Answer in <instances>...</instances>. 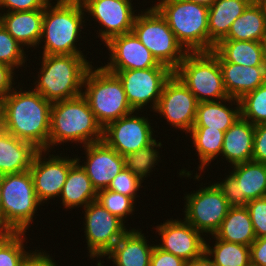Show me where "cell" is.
<instances>
[{
  "mask_svg": "<svg viewBox=\"0 0 266 266\" xmlns=\"http://www.w3.org/2000/svg\"><path fill=\"white\" fill-rule=\"evenodd\" d=\"M214 235L220 240L250 246L256 236L246 206L230 207L219 230Z\"/></svg>",
  "mask_w": 266,
  "mask_h": 266,
  "instance_id": "29",
  "label": "cell"
},
{
  "mask_svg": "<svg viewBox=\"0 0 266 266\" xmlns=\"http://www.w3.org/2000/svg\"><path fill=\"white\" fill-rule=\"evenodd\" d=\"M189 133L201 163L198 170L202 172L209 162L222 153L225 132L209 127H193Z\"/></svg>",
  "mask_w": 266,
  "mask_h": 266,
  "instance_id": "32",
  "label": "cell"
},
{
  "mask_svg": "<svg viewBox=\"0 0 266 266\" xmlns=\"http://www.w3.org/2000/svg\"><path fill=\"white\" fill-rule=\"evenodd\" d=\"M150 9L161 14L186 52L209 51V7L189 0H159Z\"/></svg>",
  "mask_w": 266,
  "mask_h": 266,
  "instance_id": "5",
  "label": "cell"
},
{
  "mask_svg": "<svg viewBox=\"0 0 266 266\" xmlns=\"http://www.w3.org/2000/svg\"><path fill=\"white\" fill-rule=\"evenodd\" d=\"M85 237L90 258L105 257L120 238L129 230L123 220L111 214L98 201L84 207Z\"/></svg>",
  "mask_w": 266,
  "mask_h": 266,
  "instance_id": "12",
  "label": "cell"
},
{
  "mask_svg": "<svg viewBox=\"0 0 266 266\" xmlns=\"http://www.w3.org/2000/svg\"><path fill=\"white\" fill-rule=\"evenodd\" d=\"M83 87L86 89L82 95L103 128L131 112L136 113L127 101L120 79L102 66L89 68Z\"/></svg>",
  "mask_w": 266,
  "mask_h": 266,
  "instance_id": "7",
  "label": "cell"
},
{
  "mask_svg": "<svg viewBox=\"0 0 266 266\" xmlns=\"http://www.w3.org/2000/svg\"><path fill=\"white\" fill-rule=\"evenodd\" d=\"M107 71L120 79L127 101L134 111L143 109L149 102L153 104L151 106L154 111L165 83L174 74L168 67Z\"/></svg>",
  "mask_w": 266,
  "mask_h": 266,
  "instance_id": "10",
  "label": "cell"
},
{
  "mask_svg": "<svg viewBox=\"0 0 266 266\" xmlns=\"http://www.w3.org/2000/svg\"><path fill=\"white\" fill-rule=\"evenodd\" d=\"M195 192V193H194ZM187 194L185 217L197 231L214 235L231 207L215 184Z\"/></svg>",
  "mask_w": 266,
  "mask_h": 266,
  "instance_id": "11",
  "label": "cell"
},
{
  "mask_svg": "<svg viewBox=\"0 0 266 266\" xmlns=\"http://www.w3.org/2000/svg\"><path fill=\"white\" fill-rule=\"evenodd\" d=\"M233 171L220 183H214L231 207L246 206L266 197V164L248 161L233 165Z\"/></svg>",
  "mask_w": 266,
  "mask_h": 266,
  "instance_id": "13",
  "label": "cell"
},
{
  "mask_svg": "<svg viewBox=\"0 0 266 266\" xmlns=\"http://www.w3.org/2000/svg\"><path fill=\"white\" fill-rule=\"evenodd\" d=\"M198 101L183 82L173 74L165 83L156 109L167 122L189 133L194 126Z\"/></svg>",
  "mask_w": 266,
  "mask_h": 266,
  "instance_id": "14",
  "label": "cell"
},
{
  "mask_svg": "<svg viewBox=\"0 0 266 266\" xmlns=\"http://www.w3.org/2000/svg\"><path fill=\"white\" fill-rule=\"evenodd\" d=\"M38 151L32 143L0 128V176L28 171Z\"/></svg>",
  "mask_w": 266,
  "mask_h": 266,
  "instance_id": "24",
  "label": "cell"
},
{
  "mask_svg": "<svg viewBox=\"0 0 266 266\" xmlns=\"http://www.w3.org/2000/svg\"><path fill=\"white\" fill-rule=\"evenodd\" d=\"M252 161L266 164V123L255 125Z\"/></svg>",
  "mask_w": 266,
  "mask_h": 266,
  "instance_id": "42",
  "label": "cell"
},
{
  "mask_svg": "<svg viewBox=\"0 0 266 266\" xmlns=\"http://www.w3.org/2000/svg\"><path fill=\"white\" fill-rule=\"evenodd\" d=\"M12 90L3 98L1 128L14 137L32 143L37 149L49 150L52 103L32 90ZM23 91V92H21Z\"/></svg>",
  "mask_w": 266,
  "mask_h": 266,
  "instance_id": "1",
  "label": "cell"
},
{
  "mask_svg": "<svg viewBox=\"0 0 266 266\" xmlns=\"http://www.w3.org/2000/svg\"><path fill=\"white\" fill-rule=\"evenodd\" d=\"M85 15L80 0H57L44 8L42 36L43 55H83L75 44L80 38Z\"/></svg>",
  "mask_w": 266,
  "mask_h": 266,
  "instance_id": "4",
  "label": "cell"
},
{
  "mask_svg": "<svg viewBox=\"0 0 266 266\" xmlns=\"http://www.w3.org/2000/svg\"><path fill=\"white\" fill-rule=\"evenodd\" d=\"M133 113L103 128V141L122 156L147 147L156 140L148 117L135 116Z\"/></svg>",
  "mask_w": 266,
  "mask_h": 266,
  "instance_id": "15",
  "label": "cell"
},
{
  "mask_svg": "<svg viewBox=\"0 0 266 266\" xmlns=\"http://www.w3.org/2000/svg\"><path fill=\"white\" fill-rule=\"evenodd\" d=\"M85 12H88L99 26L102 41L107 43L112 37L132 32L137 14L131 0H80Z\"/></svg>",
  "mask_w": 266,
  "mask_h": 266,
  "instance_id": "17",
  "label": "cell"
},
{
  "mask_svg": "<svg viewBox=\"0 0 266 266\" xmlns=\"http://www.w3.org/2000/svg\"><path fill=\"white\" fill-rule=\"evenodd\" d=\"M255 125L240 117L224 134L222 153L233 165L252 161Z\"/></svg>",
  "mask_w": 266,
  "mask_h": 266,
  "instance_id": "25",
  "label": "cell"
},
{
  "mask_svg": "<svg viewBox=\"0 0 266 266\" xmlns=\"http://www.w3.org/2000/svg\"><path fill=\"white\" fill-rule=\"evenodd\" d=\"M256 238L266 237V197L257 198L246 204Z\"/></svg>",
  "mask_w": 266,
  "mask_h": 266,
  "instance_id": "40",
  "label": "cell"
},
{
  "mask_svg": "<svg viewBox=\"0 0 266 266\" xmlns=\"http://www.w3.org/2000/svg\"><path fill=\"white\" fill-rule=\"evenodd\" d=\"M85 55H43L33 89L51 103L82 95L84 78L92 66Z\"/></svg>",
  "mask_w": 266,
  "mask_h": 266,
  "instance_id": "3",
  "label": "cell"
},
{
  "mask_svg": "<svg viewBox=\"0 0 266 266\" xmlns=\"http://www.w3.org/2000/svg\"><path fill=\"white\" fill-rule=\"evenodd\" d=\"M141 183L142 180L138 176L124 168L114 177L107 189L129 196L135 200Z\"/></svg>",
  "mask_w": 266,
  "mask_h": 266,
  "instance_id": "39",
  "label": "cell"
},
{
  "mask_svg": "<svg viewBox=\"0 0 266 266\" xmlns=\"http://www.w3.org/2000/svg\"><path fill=\"white\" fill-rule=\"evenodd\" d=\"M241 117L253 125L266 123V81L240 99Z\"/></svg>",
  "mask_w": 266,
  "mask_h": 266,
  "instance_id": "35",
  "label": "cell"
},
{
  "mask_svg": "<svg viewBox=\"0 0 266 266\" xmlns=\"http://www.w3.org/2000/svg\"><path fill=\"white\" fill-rule=\"evenodd\" d=\"M186 263L184 259L165 252L156 245L153 248L150 266H186Z\"/></svg>",
  "mask_w": 266,
  "mask_h": 266,
  "instance_id": "43",
  "label": "cell"
},
{
  "mask_svg": "<svg viewBox=\"0 0 266 266\" xmlns=\"http://www.w3.org/2000/svg\"><path fill=\"white\" fill-rule=\"evenodd\" d=\"M213 248L205 242V252L212 258L216 266H251L250 246L227 242L218 239L215 235Z\"/></svg>",
  "mask_w": 266,
  "mask_h": 266,
  "instance_id": "33",
  "label": "cell"
},
{
  "mask_svg": "<svg viewBox=\"0 0 266 266\" xmlns=\"http://www.w3.org/2000/svg\"><path fill=\"white\" fill-rule=\"evenodd\" d=\"M226 101L236 102V107H227ZM241 117L240 102L236 98H227L220 101L200 102L197 105L196 118L193 127H209V129H219L225 132L238 118Z\"/></svg>",
  "mask_w": 266,
  "mask_h": 266,
  "instance_id": "28",
  "label": "cell"
},
{
  "mask_svg": "<svg viewBox=\"0 0 266 266\" xmlns=\"http://www.w3.org/2000/svg\"><path fill=\"white\" fill-rule=\"evenodd\" d=\"M162 243L156 245L165 252L184 259L186 262L201 256L205 252V239L185 219L166 220L156 227Z\"/></svg>",
  "mask_w": 266,
  "mask_h": 266,
  "instance_id": "18",
  "label": "cell"
},
{
  "mask_svg": "<svg viewBox=\"0 0 266 266\" xmlns=\"http://www.w3.org/2000/svg\"><path fill=\"white\" fill-rule=\"evenodd\" d=\"M96 201L111 214H114L123 221H125L124 219L127 215L132 214L135 209V200L133 198L108 189L98 191Z\"/></svg>",
  "mask_w": 266,
  "mask_h": 266,
  "instance_id": "37",
  "label": "cell"
},
{
  "mask_svg": "<svg viewBox=\"0 0 266 266\" xmlns=\"http://www.w3.org/2000/svg\"><path fill=\"white\" fill-rule=\"evenodd\" d=\"M40 205L29 170L1 175L0 232L26 233Z\"/></svg>",
  "mask_w": 266,
  "mask_h": 266,
  "instance_id": "6",
  "label": "cell"
},
{
  "mask_svg": "<svg viewBox=\"0 0 266 266\" xmlns=\"http://www.w3.org/2000/svg\"><path fill=\"white\" fill-rule=\"evenodd\" d=\"M76 159L77 162L69 169L59 196L66 209L86 207L97 199V191L92 186L86 171L80 165V159Z\"/></svg>",
  "mask_w": 266,
  "mask_h": 266,
  "instance_id": "27",
  "label": "cell"
},
{
  "mask_svg": "<svg viewBox=\"0 0 266 266\" xmlns=\"http://www.w3.org/2000/svg\"><path fill=\"white\" fill-rule=\"evenodd\" d=\"M3 97L0 96V128L2 126Z\"/></svg>",
  "mask_w": 266,
  "mask_h": 266,
  "instance_id": "51",
  "label": "cell"
},
{
  "mask_svg": "<svg viewBox=\"0 0 266 266\" xmlns=\"http://www.w3.org/2000/svg\"><path fill=\"white\" fill-rule=\"evenodd\" d=\"M13 71L14 69L9 65L0 63V96L3 98L15 89L12 86L13 75L15 74Z\"/></svg>",
  "mask_w": 266,
  "mask_h": 266,
  "instance_id": "45",
  "label": "cell"
},
{
  "mask_svg": "<svg viewBox=\"0 0 266 266\" xmlns=\"http://www.w3.org/2000/svg\"><path fill=\"white\" fill-rule=\"evenodd\" d=\"M43 17L44 10L4 12L0 13V23L22 46L37 47L42 39Z\"/></svg>",
  "mask_w": 266,
  "mask_h": 266,
  "instance_id": "22",
  "label": "cell"
},
{
  "mask_svg": "<svg viewBox=\"0 0 266 266\" xmlns=\"http://www.w3.org/2000/svg\"><path fill=\"white\" fill-rule=\"evenodd\" d=\"M174 74L193 93L198 103L229 98L218 57L212 51L187 52Z\"/></svg>",
  "mask_w": 266,
  "mask_h": 266,
  "instance_id": "8",
  "label": "cell"
},
{
  "mask_svg": "<svg viewBox=\"0 0 266 266\" xmlns=\"http://www.w3.org/2000/svg\"><path fill=\"white\" fill-rule=\"evenodd\" d=\"M24 235V232H0V266H22L32 252L24 250Z\"/></svg>",
  "mask_w": 266,
  "mask_h": 266,
  "instance_id": "34",
  "label": "cell"
},
{
  "mask_svg": "<svg viewBox=\"0 0 266 266\" xmlns=\"http://www.w3.org/2000/svg\"><path fill=\"white\" fill-rule=\"evenodd\" d=\"M161 146V142L157 143L155 140L149 146L123 156L125 168L143 181V179L149 175L152 168L157 165L155 163L159 161V152L156 147L159 148Z\"/></svg>",
  "mask_w": 266,
  "mask_h": 266,
  "instance_id": "36",
  "label": "cell"
},
{
  "mask_svg": "<svg viewBox=\"0 0 266 266\" xmlns=\"http://www.w3.org/2000/svg\"><path fill=\"white\" fill-rule=\"evenodd\" d=\"M186 266H216L211 257L204 252L201 256L186 263Z\"/></svg>",
  "mask_w": 266,
  "mask_h": 266,
  "instance_id": "47",
  "label": "cell"
},
{
  "mask_svg": "<svg viewBox=\"0 0 266 266\" xmlns=\"http://www.w3.org/2000/svg\"><path fill=\"white\" fill-rule=\"evenodd\" d=\"M103 140V127L83 95L52 103L49 148L62 142L83 146Z\"/></svg>",
  "mask_w": 266,
  "mask_h": 266,
  "instance_id": "2",
  "label": "cell"
},
{
  "mask_svg": "<svg viewBox=\"0 0 266 266\" xmlns=\"http://www.w3.org/2000/svg\"><path fill=\"white\" fill-rule=\"evenodd\" d=\"M225 62L265 66L260 41L221 40L213 49Z\"/></svg>",
  "mask_w": 266,
  "mask_h": 266,
  "instance_id": "31",
  "label": "cell"
},
{
  "mask_svg": "<svg viewBox=\"0 0 266 266\" xmlns=\"http://www.w3.org/2000/svg\"><path fill=\"white\" fill-rule=\"evenodd\" d=\"M105 45L110 51V62L103 66L106 70L167 67L157 62L150 50L140 42L133 32L114 36Z\"/></svg>",
  "mask_w": 266,
  "mask_h": 266,
  "instance_id": "19",
  "label": "cell"
},
{
  "mask_svg": "<svg viewBox=\"0 0 266 266\" xmlns=\"http://www.w3.org/2000/svg\"><path fill=\"white\" fill-rule=\"evenodd\" d=\"M249 5L247 0H217L209 7V51L228 35L232 23Z\"/></svg>",
  "mask_w": 266,
  "mask_h": 266,
  "instance_id": "26",
  "label": "cell"
},
{
  "mask_svg": "<svg viewBox=\"0 0 266 266\" xmlns=\"http://www.w3.org/2000/svg\"><path fill=\"white\" fill-rule=\"evenodd\" d=\"M266 34V12L263 5H249L230 26L222 40L261 41Z\"/></svg>",
  "mask_w": 266,
  "mask_h": 266,
  "instance_id": "30",
  "label": "cell"
},
{
  "mask_svg": "<svg viewBox=\"0 0 266 266\" xmlns=\"http://www.w3.org/2000/svg\"><path fill=\"white\" fill-rule=\"evenodd\" d=\"M212 52L218 57L224 88L229 97L240 99L266 81V66H243L225 62L214 50Z\"/></svg>",
  "mask_w": 266,
  "mask_h": 266,
  "instance_id": "21",
  "label": "cell"
},
{
  "mask_svg": "<svg viewBox=\"0 0 266 266\" xmlns=\"http://www.w3.org/2000/svg\"><path fill=\"white\" fill-rule=\"evenodd\" d=\"M86 161L82 168L98 192L107 189L114 177L125 168L124 157L109 147L103 140L82 146Z\"/></svg>",
  "mask_w": 266,
  "mask_h": 266,
  "instance_id": "20",
  "label": "cell"
},
{
  "mask_svg": "<svg viewBox=\"0 0 266 266\" xmlns=\"http://www.w3.org/2000/svg\"><path fill=\"white\" fill-rule=\"evenodd\" d=\"M194 3H198L199 5H203L206 7H211L217 0H189Z\"/></svg>",
  "mask_w": 266,
  "mask_h": 266,
  "instance_id": "49",
  "label": "cell"
},
{
  "mask_svg": "<svg viewBox=\"0 0 266 266\" xmlns=\"http://www.w3.org/2000/svg\"><path fill=\"white\" fill-rule=\"evenodd\" d=\"M128 230L105 255L115 266H150L154 244L149 245L144 233Z\"/></svg>",
  "mask_w": 266,
  "mask_h": 266,
  "instance_id": "23",
  "label": "cell"
},
{
  "mask_svg": "<svg viewBox=\"0 0 266 266\" xmlns=\"http://www.w3.org/2000/svg\"><path fill=\"white\" fill-rule=\"evenodd\" d=\"M260 44L262 49L263 62L266 66V34L261 39Z\"/></svg>",
  "mask_w": 266,
  "mask_h": 266,
  "instance_id": "48",
  "label": "cell"
},
{
  "mask_svg": "<svg viewBox=\"0 0 266 266\" xmlns=\"http://www.w3.org/2000/svg\"><path fill=\"white\" fill-rule=\"evenodd\" d=\"M0 210H1V176H0Z\"/></svg>",
  "mask_w": 266,
  "mask_h": 266,
  "instance_id": "52",
  "label": "cell"
},
{
  "mask_svg": "<svg viewBox=\"0 0 266 266\" xmlns=\"http://www.w3.org/2000/svg\"><path fill=\"white\" fill-rule=\"evenodd\" d=\"M52 0H0V9L8 8L6 12L44 10Z\"/></svg>",
  "mask_w": 266,
  "mask_h": 266,
  "instance_id": "41",
  "label": "cell"
},
{
  "mask_svg": "<svg viewBox=\"0 0 266 266\" xmlns=\"http://www.w3.org/2000/svg\"><path fill=\"white\" fill-rule=\"evenodd\" d=\"M132 32L148 48L159 64L175 71L187 52L178 43L166 20L156 9H148L135 18Z\"/></svg>",
  "mask_w": 266,
  "mask_h": 266,
  "instance_id": "9",
  "label": "cell"
},
{
  "mask_svg": "<svg viewBox=\"0 0 266 266\" xmlns=\"http://www.w3.org/2000/svg\"><path fill=\"white\" fill-rule=\"evenodd\" d=\"M35 250L24 260L22 266H57L48 253Z\"/></svg>",
  "mask_w": 266,
  "mask_h": 266,
  "instance_id": "46",
  "label": "cell"
},
{
  "mask_svg": "<svg viewBox=\"0 0 266 266\" xmlns=\"http://www.w3.org/2000/svg\"><path fill=\"white\" fill-rule=\"evenodd\" d=\"M250 5H264L266 0H247Z\"/></svg>",
  "mask_w": 266,
  "mask_h": 266,
  "instance_id": "50",
  "label": "cell"
},
{
  "mask_svg": "<svg viewBox=\"0 0 266 266\" xmlns=\"http://www.w3.org/2000/svg\"><path fill=\"white\" fill-rule=\"evenodd\" d=\"M24 53L23 46L0 23V63L18 69L27 60Z\"/></svg>",
  "mask_w": 266,
  "mask_h": 266,
  "instance_id": "38",
  "label": "cell"
},
{
  "mask_svg": "<svg viewBox=\"0 0 266 266\" xmlns=\"http://www.w3.org/2000/svg\"><path fill=\"white\" fill-rule=\"evenodd\" d=\"M45 152L47 151L39 150L35 154L29 169L33 178L35 193L40 203L60 196L69 169L77 162L76 157L70 159L66 156L61 157L53 154L48 158L45 155L43 158Z\"/></svg>",
  "mask_w": 266,
  "mask_h": 266,
  "instance_id": "16",
  "label": "cell"
},
{
  "mask_svg": "<svg viewBox=\"0 0 266 266\" xmlns=\"http://www.w3.org/2000/svg\"><path fill=\"white\" fill-rule=\"evenodd\" d=\"M251 266H266V237L256 238L250 245Z\"/></svg>",
  "mask_w": 266,
  "mask_h": 266,
  "instance_id": "44",
  "label": "cell"
}]
</instances>
